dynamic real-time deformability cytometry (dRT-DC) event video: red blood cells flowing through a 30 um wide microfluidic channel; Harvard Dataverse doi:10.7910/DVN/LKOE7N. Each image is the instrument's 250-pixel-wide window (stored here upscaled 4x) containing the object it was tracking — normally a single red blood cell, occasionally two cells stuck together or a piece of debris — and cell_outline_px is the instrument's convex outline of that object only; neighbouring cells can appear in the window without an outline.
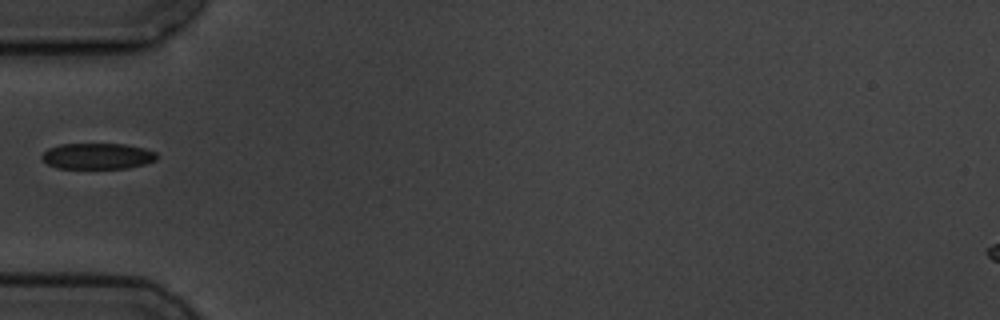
{"species": "common noctule bat (a hibernating species)", "species_latin": "Nyctalus noctula", "temperature_condition": "cold", "stored_images_in_passage": 9, "camera_frame_rate_fps": 3000, "um_per_image_px": 0.085, "animal": {"sex": "male", "body_mass_g": 19.5, "forearm_length_mm": 54.6}, "frame": {"image": 1, "passage_image": 1, "time_ms": 0.0, "image_size_px": [1000, 320], "cell_outline_px": [[156, 160], [144, 164], [128, 168], [56, 168], [48, 164], [40, 156], [48, 148], [60, 144], [124, 144], [144, 148], [156, 152]], "centroid_in_image_um": [8.27, 13.27], "position_along_channel_um": 76.7, "area_um2": 17.34}}
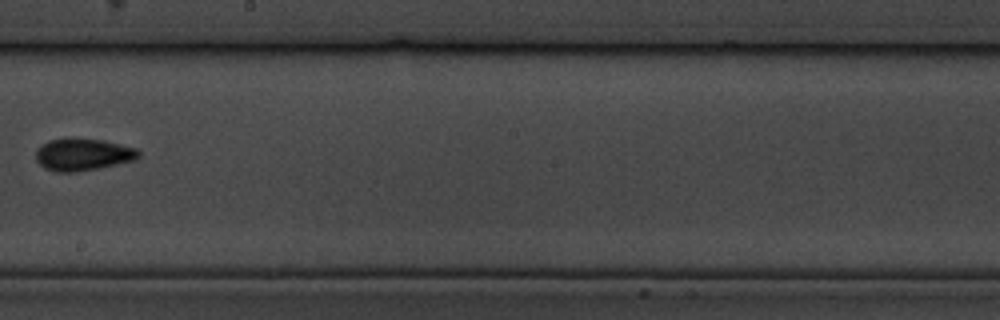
{"frame": {"image": 2, "passage_image": 5, "time_ms": 4.667, "image_size_px": [1000, 320], "cell_outline_px": [[140, 156], [136, 160], [100, 168], [76, 172], [56, 172], [44, 168], [36, 160], [36, 148], [48, 140], [68, 136], [100, 140], [136, 148], [140, 152]], "centroid_in_image_um": [7.01, 13.12], "position_along_channel_um": 241.2, "area_um2": 19.65}}
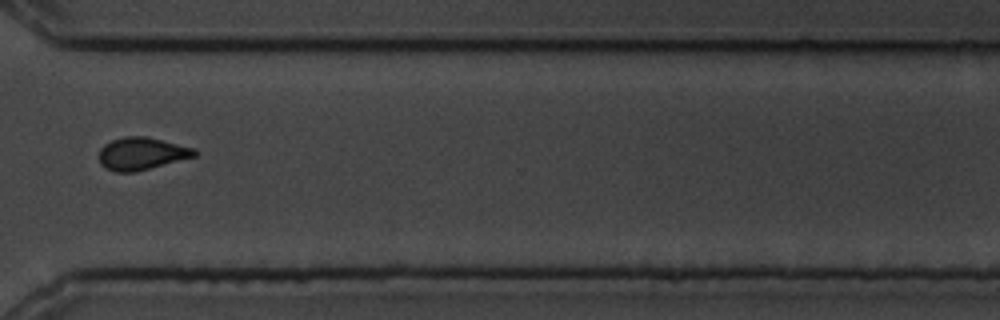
{"frame": {"image": 3, "passage_image": 8, "time_ms": 8.0, "image_size_px": [1000, 320], "cell_outline_px": [[196, 156], [136, 172], [116, 172], [104, 168], [100, 164], [100, 148], [104, 144], [112, 140], [124, 136], [144, 136], [196, 148]], "centroid_in_image_um": [12.02, 13.06], "position_along_channel_um": 358.6, "area_um2": 18.09}}